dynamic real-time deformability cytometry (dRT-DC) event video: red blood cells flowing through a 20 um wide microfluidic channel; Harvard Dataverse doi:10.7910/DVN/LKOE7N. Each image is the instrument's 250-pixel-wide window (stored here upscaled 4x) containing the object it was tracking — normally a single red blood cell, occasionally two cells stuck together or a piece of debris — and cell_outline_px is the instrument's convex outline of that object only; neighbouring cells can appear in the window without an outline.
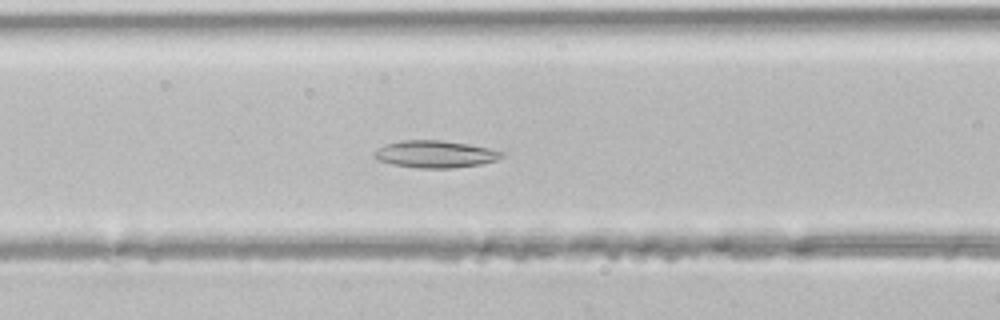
{"species": "common noctule bat (a hibernating species)", "species_latin": "Nyctalus noctula", "temperature_condition": "room temperature", "stored_images_in_passage": 32, "camera_frame_rate_fps": 3000, "um_per_image_px": 0.085, "animal": {"sex": "male", "body_mass_g": 21.5, "forearm_length_mm": 52.0}, "frame": {"image": 1, "passage_image": 6, "time_ms": 1.667, "image_size_px": [1000, 320], "cell_outline_px": [[504, 156], [496, 160], [480, 164], [452, 168], [416, 168], [392, 164], [376, 160], [372, 156], [372, 152], [384, 144], [400, 140], [440, 140], [468, 144], [488, 148], [504, 152]], "centroid_in_image_um": [36.93, 13.1], "position_along_channel_um": 129.7, "area_um2": 20.35}}
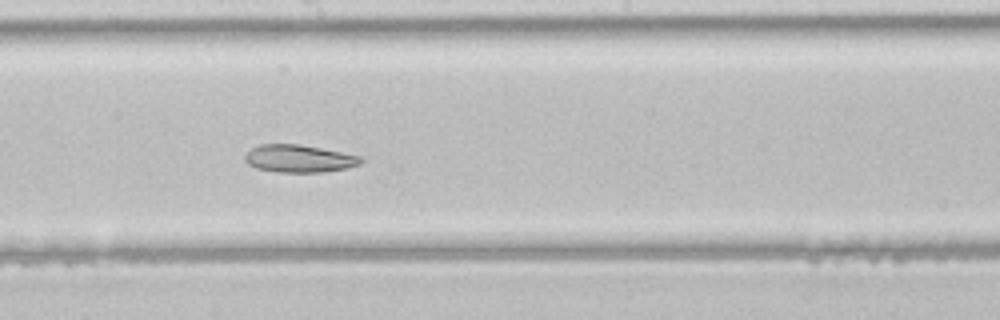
{"frame": {"image": 2, "passage_image": 12, "time_ms": 3.667, "image_size_px": [1000, 320], "cell_outline_px": [[364, 160], [360, 164], [344, 168], [320, 172], [276, 172], [256, 168], [248, 164], [244, 160], [244, 156], [252, 148], [260, 144], [300, 144], [360, 156]], "centroid_in_image_um": [25.38, 13.48], "position_along_channel_um": 222.8, "area_um2": 18.44}}
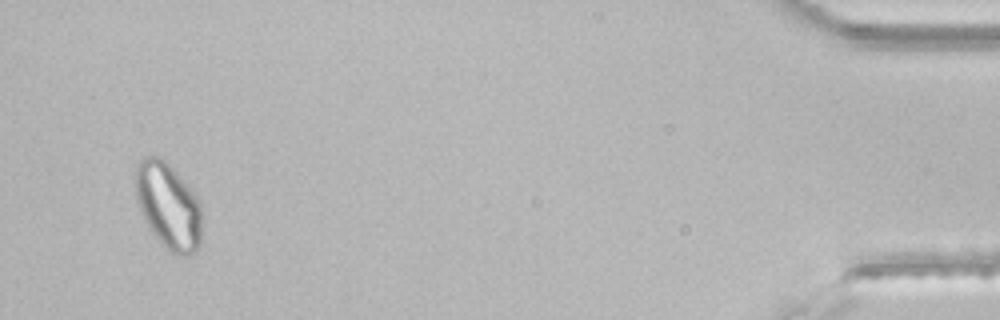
{"frame": {"image": 3, "passage_image": 30, "time_ms": 9.667, "image_size_px": [1000, 320], "cell_outline_px": [[200, 244], [196, 252], [188, 256], [180, 256], [168, 252], [152, 232], [144, 220], [140, 212], [136, 200], [132, 176], [136, 164], [144, 156], [156, 156], [164, 160], [172, 168], [200, 200]], "centroid_in_image_um": [14.25, 17.5], "position_along_channel_um": 421.0, "area_um2": 33.81}}